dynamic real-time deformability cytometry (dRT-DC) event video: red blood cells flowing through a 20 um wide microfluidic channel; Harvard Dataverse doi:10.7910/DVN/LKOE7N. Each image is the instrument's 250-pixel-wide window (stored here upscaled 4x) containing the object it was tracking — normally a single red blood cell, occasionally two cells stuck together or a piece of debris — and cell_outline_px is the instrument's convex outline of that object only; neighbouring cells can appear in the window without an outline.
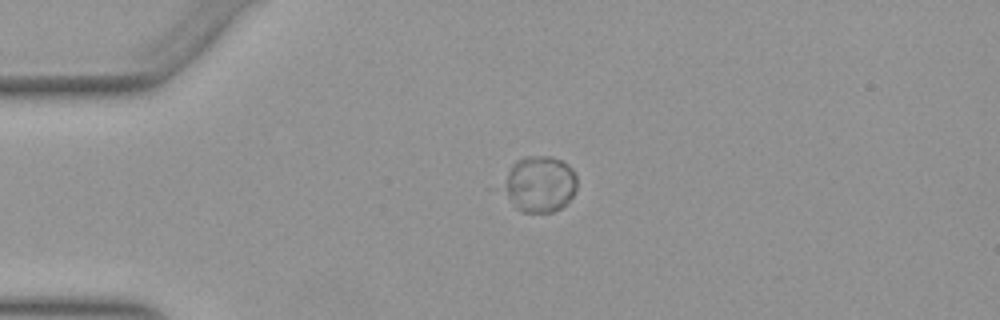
{"species": "Egyptian fruit bat (a non-hibernating species)", "species_latin": "Rousettus aegyptiacus", "temperature_condition": "warm", "stored_images_in_passage": 30, "camera_frame_rate_fps": 3000, "um_per_image_px": 0.085, "animal": {"sex": "female"}, "frame": {"image": 1, "passage_image": 1, "time_ms": 0.0, "image_size_px": [1000, 320], "cell_outline_px": [[576, 188], [572, 196], [560, 208], [552, 212], [520, 212], [516, 208], [500, 188], [512, 164], [516, 160], [524, 156], [552, 156], [568, 164], [576, 172]], "centroid_in_image_um": [45.85, 15.63], "position_along_channel_um": 39.2, "area_um2": 24.33}}
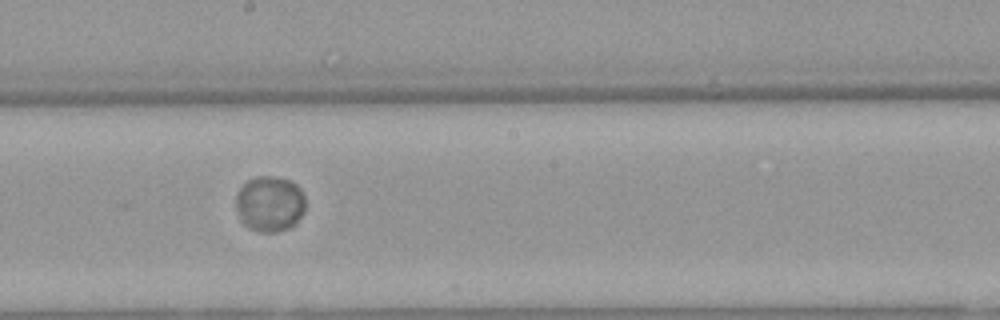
{"frame": {"image": 2, "passage_image": 18, "time_ms": 5.667, "image_size_px": [1000, 320], "cell_outline_px": [[304, 212], [296, 224], [288, 228], [276, 232], [260, 232], [248, 228], [240, 220], [236, 208], [236, 192], [248, 180], [256, 176], [272, 176], [288, 180], [296, 184], [300, 188], [304, 196]], "centroid_in_image_um": [22.92, 17.33], "position_along_channel_um": 225.3, "area_um2": 22.72}}
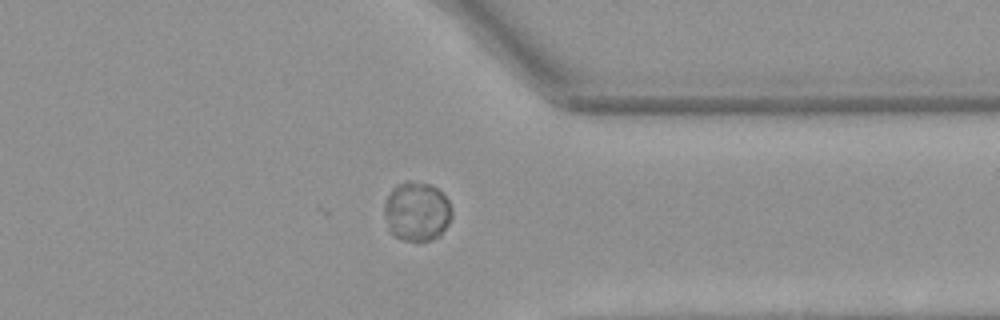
{"frame": {"image": 3, "passage_image": 30, "time_ms": 9.667, "image_size_px": [1000, 320], "cell_outline_px": [[452, 216], [448, 224], [432, 240], [404, 240], [388, 232], [384, 216], [384, 204], [392, 188], [396, 184], [404, 180], [412, 180], [432, 184], [448, 200], [452, 208]], "centroid_in_image_um": [35.39, 17.94], "position_along_channel_um": 376.0, "area_um2": 23.47}}